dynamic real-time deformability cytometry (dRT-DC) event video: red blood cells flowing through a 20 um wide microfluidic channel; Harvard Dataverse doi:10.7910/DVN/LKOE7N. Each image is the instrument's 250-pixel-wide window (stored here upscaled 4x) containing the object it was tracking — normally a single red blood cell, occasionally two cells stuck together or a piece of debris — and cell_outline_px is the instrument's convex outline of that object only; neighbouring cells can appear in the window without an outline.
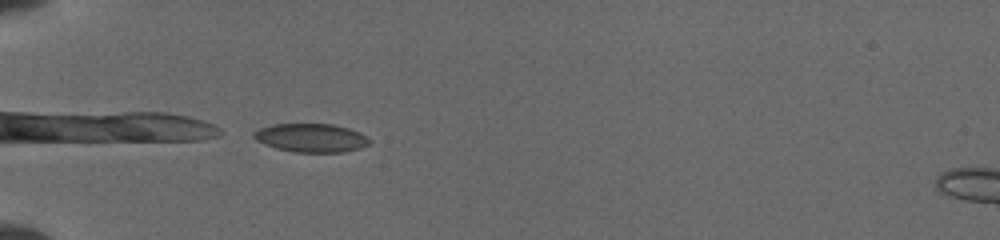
{"species": "common noctule bat (a hibernating species)", "species_latin": "Nyctalus noctula", "temperature_condition": "cold", "stored_images_in_passage": 40, "camera_frame_rate_fps": 3000, "um_per_image_px": 0.085, "animal": {"sex": "female", "body_mass_g": 19.5, "forearm_length_mm": 54.1}, "frame": {"image": 1, "passage_image": 1, "time_ms": 0.0, "image_size_px": [1000, 240], "cell_outline_px": [[372, 140], [368, 144], [360, 148], [340, 152], [296, 152], [276, 148], [264, 144], [256, 140], [252, 136], [252, 132], [260, 128], [272, 124], [332, 124], [348, 128]], "centroid_in_image_um": [26.39, 11.71], "position_along_channel_um": 58.6, "area_um2": 19.07}}
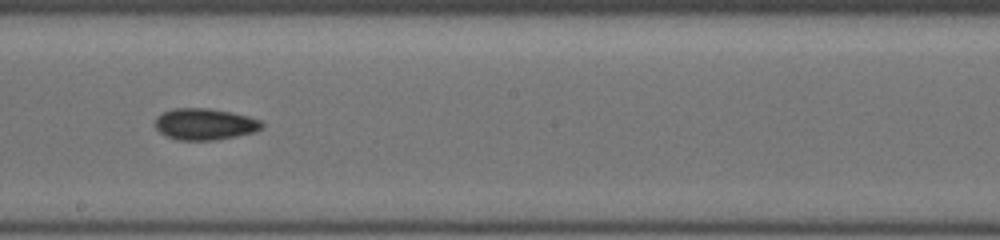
{"frame": {"image": 2, "passage_image": 19, "time_ms": 4.667, "image_size_px": [1000, 240], "cell_outline_px": [[264, 128], [256, 132], [216, 140], [180, 140], [168, 136], [160, 132], [156, 128], [156, 116], [172, 108], [208, 108], [232, 112], [264, 120]], "centroid_in_image_um": [17.48, 10.54], "position_along_channel_um": 230.7, "area_um2": 19.77}}
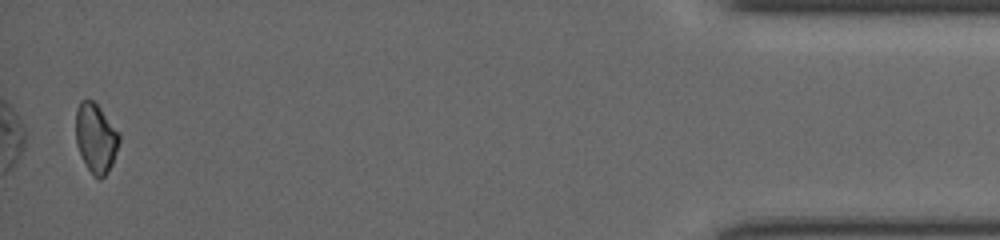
{"frame": {"image": 3, "passage_image": 40, "time_ms": 11.333, "image_size_px": [1000, 240], "cell_outline_px": [[120, 140], [112, 164], [108, 172], [100, 180], [92, 176], [80, 156], [76, 144], [76, 108], [80, 100], [92, 100], [100, 108], [120, 132]], "centroid_in_image_um": [8.14, 11.76], "position_along_channel_um": 427.1, "area_um2": 17.8}}